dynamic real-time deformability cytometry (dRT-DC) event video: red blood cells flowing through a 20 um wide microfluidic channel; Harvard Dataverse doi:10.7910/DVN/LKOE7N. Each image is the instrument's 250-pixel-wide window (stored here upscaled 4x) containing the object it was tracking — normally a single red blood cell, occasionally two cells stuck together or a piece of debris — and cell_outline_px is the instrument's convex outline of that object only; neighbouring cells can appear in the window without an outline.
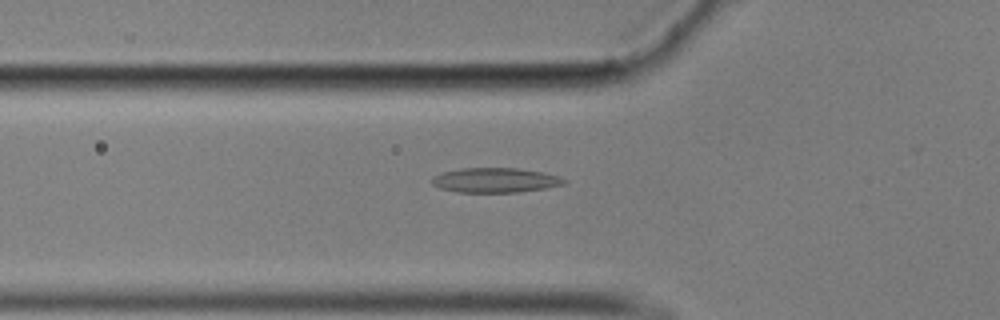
{"species": "common noctule bat (a hibernating species)", "species_latin": "Nyctalus noctula", "temperature_condition": "cold", "stored_images_in_passage": 35, "camera_frame_rate_fps": 3000, "um_per_image_px": 0.085, "animal": {"sex": "male", "body_mass_g": 17.9}, "frame": {"image": 1, "passage_image": 20, "time_ms": 6.333, "image_size_px": [1000, 320], "cell_outline_px": [[568, 180], [564, 184], [544, 188], [516, 192], [456, 192], [440, 188], [432, 184], [432, 176], [444, 172], [460, 168], [516, 168], [540, 172], [560, 176]], "centroid_in_image_um": [42.08, 15.31], "position_along_channel_um": 83.7, "area_um2": 18.9}}
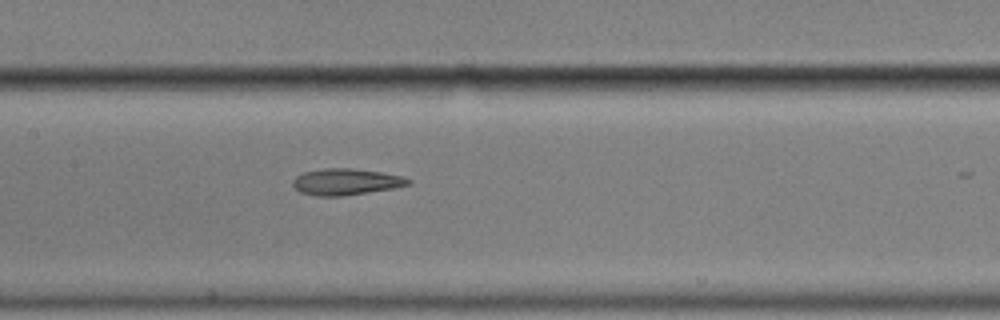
{"frame": {"image": 2, "passage_image": 28, "time_ms": 9.0, "image_size_px": [1000, 320], "cell_outline_px": [[412, 184], [396, 188], [344, 196], [316, 196], [300, 192], [292, 184], [292, 180], [296, 176], [304, 172], [324, 168], [352, 168], [380, 172], [400, 176], [412, 180]], "centroid_in_image_um": [29.42, 15.46], "position_along_channel_um": 178.0, "area_um2": 17.86}}
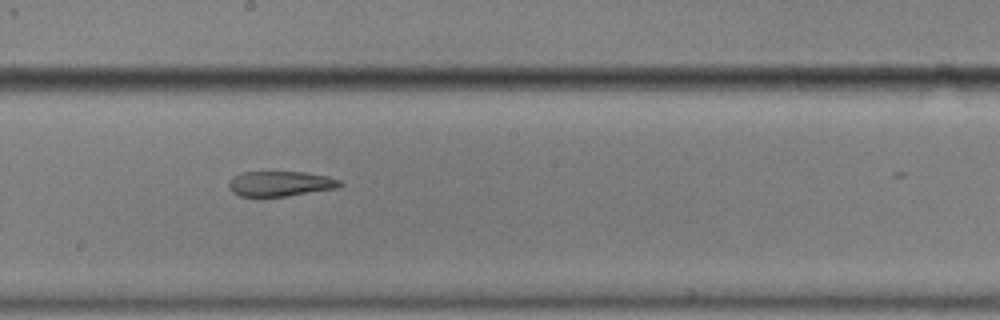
{"frame": {"image": 3, "passage_image": 32, "time_ms": 10.333, "image_size_px": [1000, 320], "cell_outline_px": [[344, 184], [340, 188], [288, 196], [260, 200], [256, 200], [240, 196], [232, 192], [228, 188], [228, 184], [236, 176], [244, 172], [304, 172], [328, 176], [340, 180]], "centroid_in_image_um": [23.83, 15.67], "position_along_channel_um": 224.4, "area_um2": 17.05}}